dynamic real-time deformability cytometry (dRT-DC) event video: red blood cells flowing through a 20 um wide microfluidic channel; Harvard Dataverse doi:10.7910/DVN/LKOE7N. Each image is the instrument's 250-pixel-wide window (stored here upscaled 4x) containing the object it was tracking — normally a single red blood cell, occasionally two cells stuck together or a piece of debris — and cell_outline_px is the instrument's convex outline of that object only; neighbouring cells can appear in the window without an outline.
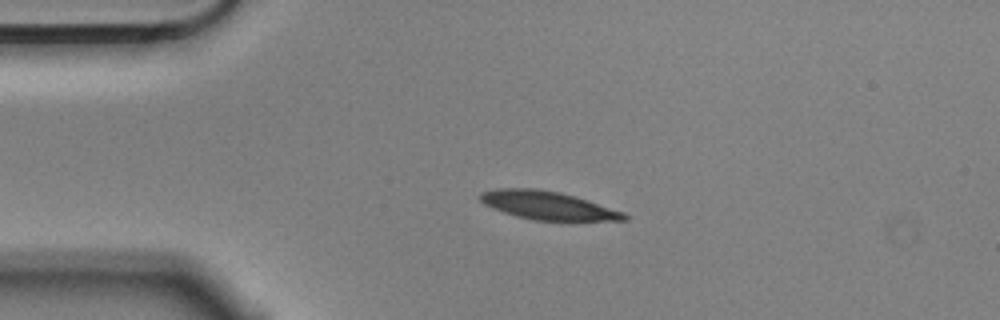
{"species": "Egyptian fruit bat (a non-hibernating species)", "species_latin": "Rousettus aegyptiacus", "temperature_condition": "cold", "stored_images_in_passage": 2, "camera_frame_rate_fps": 3000, "um_per_image_px": 0.085, "animal": {"sex": "male"}, "frame": {"image": 1, "passage_image": 1, "time_ms": 0.0, "image_size_px": [1000, 320], "cell_outline_px": [[628, 220], [532, 220], [516, 216], [492, 208], [484, 204], [476, 196], [480, 192], [496, 188], [532, 188], [560, 192], [624, 212], [628, 216]], "centroid_in_image_um": [46.48, 17.45], "position_along_channel_um": 38.5, "area_um2": 23.52}}